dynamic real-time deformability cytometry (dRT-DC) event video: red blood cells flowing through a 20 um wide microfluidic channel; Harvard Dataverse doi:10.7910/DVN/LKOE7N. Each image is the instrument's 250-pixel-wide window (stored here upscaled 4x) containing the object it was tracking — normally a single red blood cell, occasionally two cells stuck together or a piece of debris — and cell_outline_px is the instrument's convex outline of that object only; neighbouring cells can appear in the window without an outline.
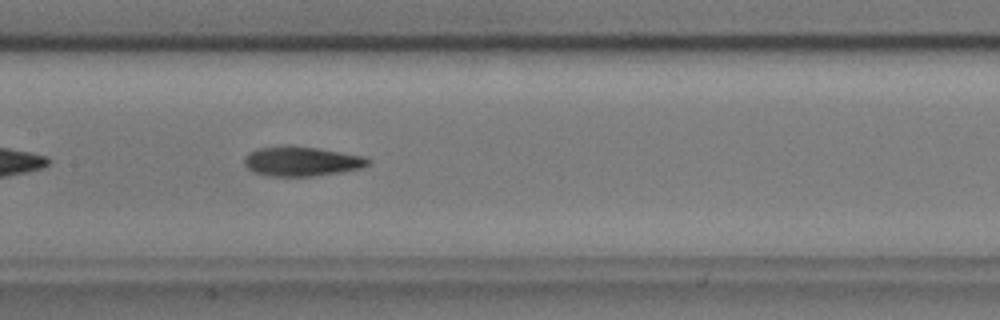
{"species": "common noctule bat (a hibernating species)", "species_latin": "Nyctalus noctula", "temperature_condition": "cold", "stored_images_in_passage": 41, "camera_frame_rate_fps": 3000, "um_per_image_px": 0.085, "animal": {"sex": "male", "body_mass_g": 17.9, "forearm_length_mm": 54.2}, "frame": {"image": 1, "passage_image": 12, "time_ms": 3.667, "image_size_px": [1000, 320], "cell_outline_px": [[372, 164], [360, 168], [340, 172], [316, 176], [268, 176], [256, 172], [248, 168], [244, 164], [244, 156], [248, 152], [256, 148], [316, 148], [364, 156], [372, 160]], "centroid_in_image_um": [25.67, 13.75], "position_along_channel_um": 181.7, "area_um2": 20.75}, "authors_computed_cell_mechanics": {"area_um2": 20.6346, "velocity_mm_per_s": 3.5884, "shape_relaxation_time_tau1_ms": 4.1006, "shape_relaxation_time_tau2_ms": 4.8164, "deformation_change_tau1": 0.1594, "deformation_change_tau2": 0.1439}}